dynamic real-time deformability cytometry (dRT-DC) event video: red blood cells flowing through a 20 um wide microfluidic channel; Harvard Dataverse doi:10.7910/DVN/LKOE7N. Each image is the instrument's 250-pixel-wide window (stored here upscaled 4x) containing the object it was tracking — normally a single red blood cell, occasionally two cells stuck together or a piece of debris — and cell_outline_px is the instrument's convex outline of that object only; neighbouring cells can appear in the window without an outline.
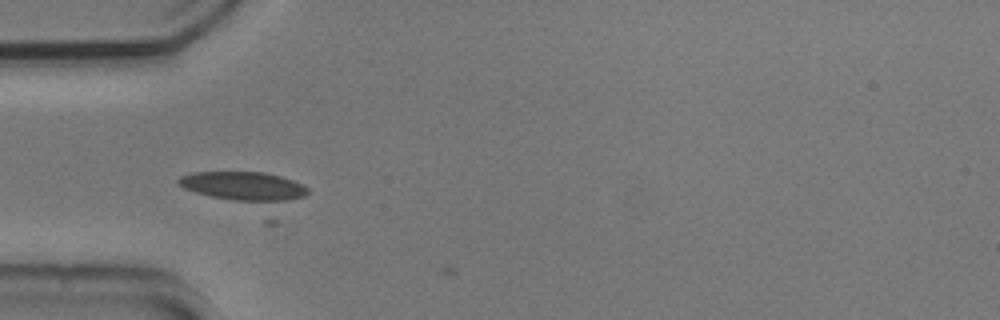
{"species": "common noctule bat (a hibernating species)", "species_latin": "Nyctalus noctula", "temperature_condition": "cold", "stored_images_in_passage": 3, "camera_frame_rate_fps": 3000, "um_per_image_px": 0.085, "animal": {"sex": "male", "body_mass_g": 20.5, "forearm_length_mm": 52.5}, "frame": {"image": 1, "passage_image": 2, "time_ms": 0.333, "image_size_px": [1000, 320], "cell_outline_px": [[308, 192], [304, 196], [276, 204], [264, 204], [236, 200], [212, 196], [196, 192], [184, 188], [176, 184], [176, 180], [180, 176], [192, 172], [264, 172], [280, 176], [304, 184], [308, 188]], "centroid_in_image_um": [20.75, 15.84], "position_along_channel_um": 64.3, "area_um2": 22.2}}